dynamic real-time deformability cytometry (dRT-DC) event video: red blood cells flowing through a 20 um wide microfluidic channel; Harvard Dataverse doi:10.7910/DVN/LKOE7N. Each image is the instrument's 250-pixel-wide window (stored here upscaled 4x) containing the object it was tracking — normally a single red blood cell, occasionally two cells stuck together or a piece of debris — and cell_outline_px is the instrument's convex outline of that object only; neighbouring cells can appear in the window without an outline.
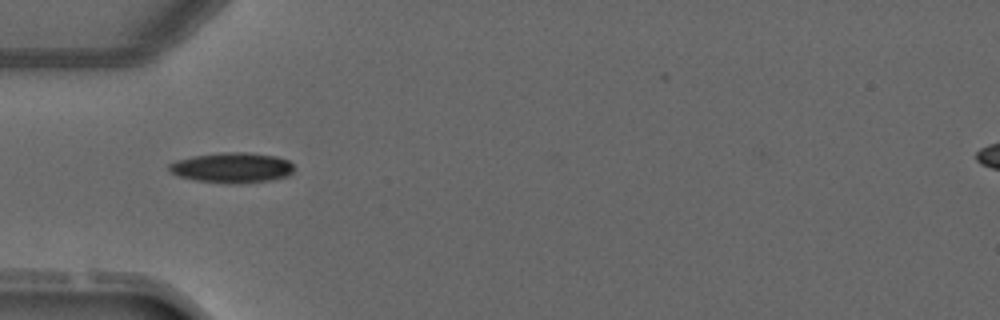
{"species": "common noctule bat (a hibernating species)", "species_latin": "Nyctalus noctula", "temperature_condition": "warm", "stored_images_in_passage": 1, "camera_frame_rate_fps": 3000, "um_per_image_px": 0.085, "animal": {"sex": "male", "forearm_length_mm": 52.5}, "frame": {"image": 1, "passage_image": 1, "time_ms": 0.0, "image_size_px": [1000, 320], "cell_outline_px": [[292, 172], [288, 176], [272, 180], [236, 184], [196, 180], [176, 176], [168, 172], [168, 164], [176, 160], [192, 156], [224, 152], [244, 152], [276, 156], [288, 160], [292, 164]], "centroid_in_image_um": [19.68, 14.25], "position_along_channel_um": 65.3, "area_um2": 22.14}}